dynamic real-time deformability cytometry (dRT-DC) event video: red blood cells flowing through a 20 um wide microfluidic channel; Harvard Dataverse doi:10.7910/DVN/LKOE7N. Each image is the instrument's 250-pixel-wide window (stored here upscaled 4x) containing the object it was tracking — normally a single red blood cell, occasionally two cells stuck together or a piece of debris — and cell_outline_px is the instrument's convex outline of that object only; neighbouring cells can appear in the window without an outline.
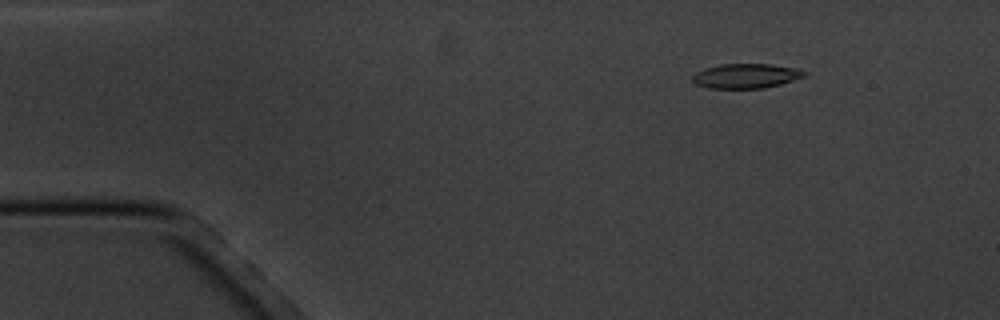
{"species": "common noctule bat (a hibernating species)", "species_latin": "Nyctalus noctula", "temperature_condition": "cold", "stored_images_in_passage": 7, "camera_frame_rate_fps": 3000, "um_per_image_px": 0.085, "animal": {"sex": "male", "body_mass_g": 20.1, "forearm_length_mm": 53.5}, "frame": {"image": 1, "passage_image": 3, "time_ms": 2.333, "image_size_px": [1000, 320], "cell_outline_px": [[808, 72], [804, 76], [780, 84], [764, 88], [708, 88], [696, 84], [692, 80], [692, 76], [696, 72], [704, 68], [720, 64], [772, 64], [796, 68]], "centroid_in_image_um": [63.39, 6.45], "position_along_channel_um": 21.6, "area_um2": 16.01}}
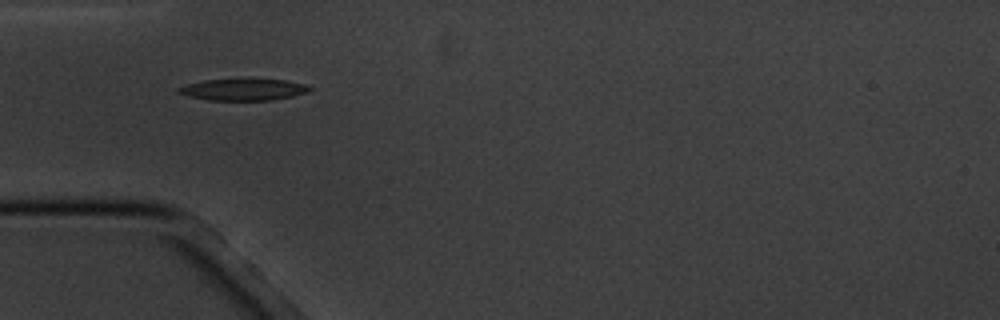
{"frame": {"image": 2, "passage_image": 6, "time_ms": 5.667, "image_size_px": [1000, 320], "cell_outline_px": [[312, 88], [308, 92], [292, 96], [272, 100], [208, 100], [188, 96], [176, 92], [176, 88], [188, 84], [204, 80], [248, 76], [284, 80], [304, 84]], "centroid_in_image_um": [20.66, 7.56], "position_along_channel_um": 64.3, "area_um2": 17.34}}
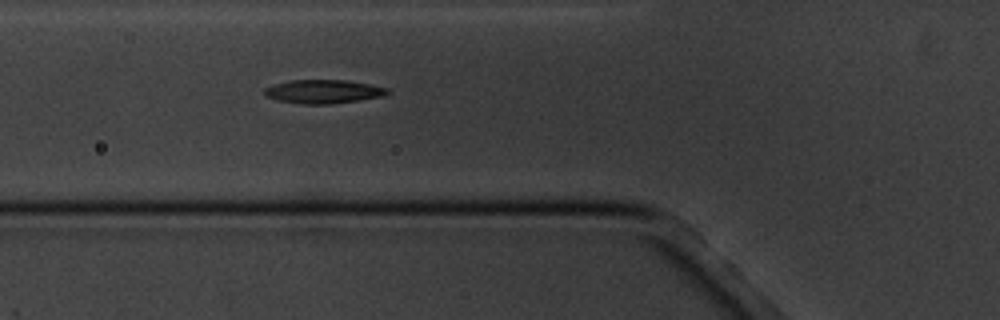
{"frame": {"image": 3, "passage_image": 7, "time_ms": 6.667, "image_size_px": [1000, 320], "cell_outline_px": [[392, 92], [384, 96], [360, 100], [332, 104], [304, 104], [276, 100], [268, 96], [264, 92], [264, 88], [276, 84], [292, 80], [348, 80], [388, 88]], "centroid_in_image_um": [27.54, 7.78], "position_along_channel_um": 98.3, "area_um2": 16.94}}